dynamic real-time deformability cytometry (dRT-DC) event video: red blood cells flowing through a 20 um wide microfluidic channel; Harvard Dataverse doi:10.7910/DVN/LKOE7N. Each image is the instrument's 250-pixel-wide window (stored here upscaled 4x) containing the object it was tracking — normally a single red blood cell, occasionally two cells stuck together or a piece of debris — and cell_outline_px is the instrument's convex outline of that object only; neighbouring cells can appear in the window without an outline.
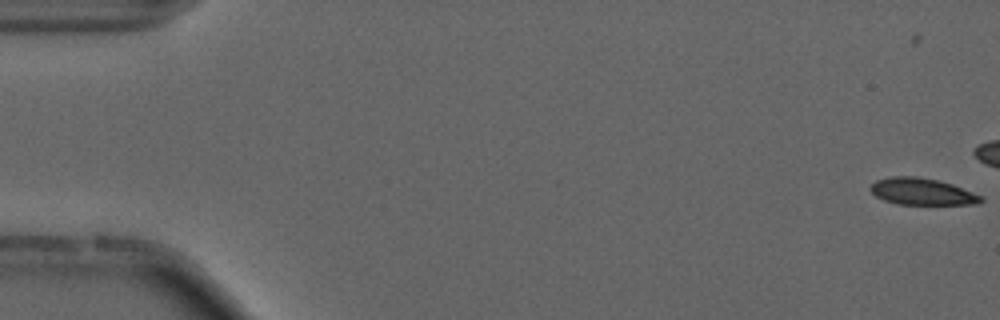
{"species": "common noctule bat (a hibernating species)", "species_latin": "Nyctalus noctula", "temperature_condition": "cold", "stored_images_in_passage": 9, "camera_frame_rate_fps": 3000, "um_per_image_px": 0.085, "animal": {"sex": "male", "forearm_length_mm": 52.5}, "frame": {"image": 1, "passage_image": 3, "time_ms": 0.667, "image_size_px": [1000, 320], "cell_outline_px": [[984, 200], [976, 204], [900, 204], [884, 200], [876, 196], [868, 188], [876, 180], [892, 176], [916, 176], [940, 180], [952, 184], [984, 196]], "centroid_in_image_um": [78.39, 16.27], "position_along_channel_um": 6.6, "area_um2": 17.28}}